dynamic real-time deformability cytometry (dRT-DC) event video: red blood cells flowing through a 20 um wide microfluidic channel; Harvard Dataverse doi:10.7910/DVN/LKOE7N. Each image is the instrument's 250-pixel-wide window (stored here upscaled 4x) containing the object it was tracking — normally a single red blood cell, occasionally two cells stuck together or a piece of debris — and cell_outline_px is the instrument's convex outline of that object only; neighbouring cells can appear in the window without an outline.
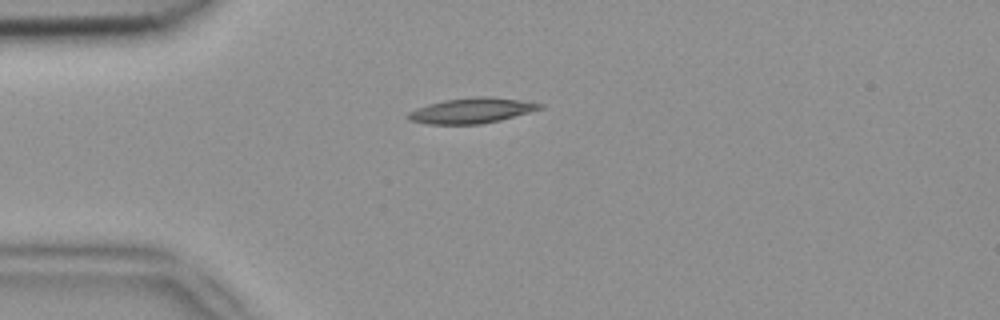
{"species": "common noctule bat (a hibernating species)", "species_latin": "Nyctalus noctula", "temperature_condition": "room temperature", "stored_images_in_passage": 39, "camera_frame_rate_fps": 3000, "um_per_image_px": 0.085, "animal": {"sex": "female", "body_mass_g": 18.4}, "frame": {"image": 1, "passage_image": 1, "time_ms": 0.0, "image_size_px": [1000, 320], "cell_outline_px": [[544, 108], [500, 120], [480, 124], [428, 124], [408, 120], [404, 116], [408, 112], [416, 108], [428, 104], [444, 100], [476, 96], [488, 96], [520, 100], [544, 104]], "centroid_in_image_um": [40.05, 9.4], "position_along_channel_um": 44.9, "area_um2": 19.54}}
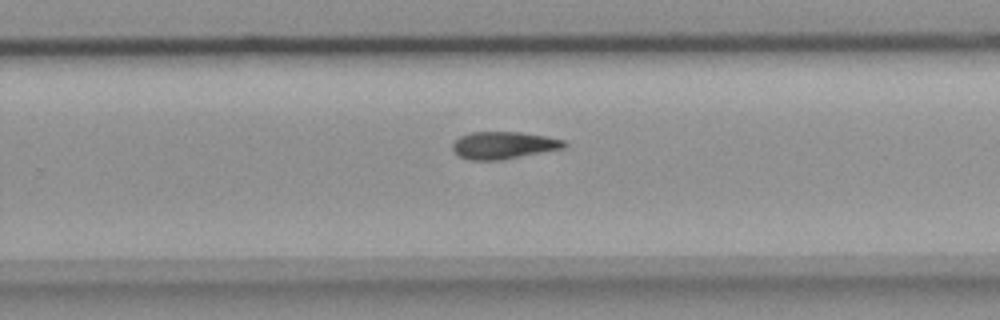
{"frame": {"image": 2, "passage_image": 21, "time_ms": 6.667, "image_size_px": [1000, 320], "cell_outline_px": [[568, 144], [564, 148], [500, 160], [468, 160], [460, 156], [452, 148], [452, 144], [460, 136], [472, 132], [520, 132], [544, 136], [564, 140]], "centroid_in_image_um": [42.8, 12.35], "position_along_channel_um": 287.0, "area_um2": 17.57}}
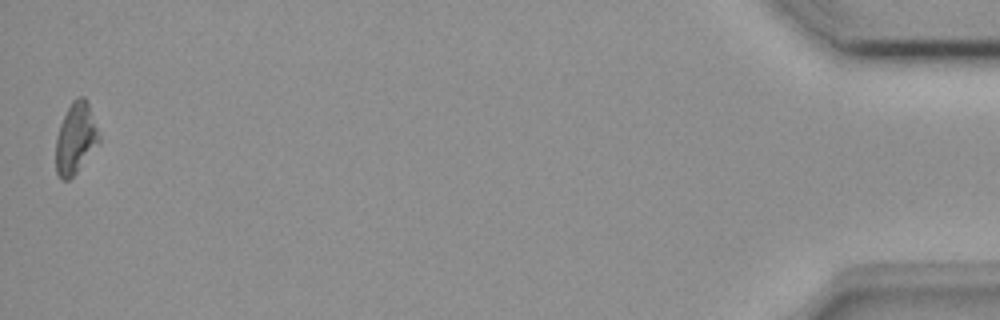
{"frame": {"image": 3, "passage_image": 39, "time_ms": 12.667, "image_size_px": [1000, 320], "cell_outline_px": [[100, 140], [76, 172], [68, 180], [60, 180], [56, 172], [56, 136], [60, 124], [72, 100], [80, 96], [84, 96], [88, 104], [100, 136]], "centroid_in_image_um": [6.4, 11.76], "position_along_channel_um": 428.8, "area_um2": 17.51}, "authors_computed_cell_mechanics": {"area_um2": 18.0336, "velocity_mm_per_s": 3.9181, "shape_relaxation_time_tau1_ms": 9.2516, "shape_relaxation_time_tau2_ms": null, "deformation_change_tau1": 0.2023, "deformation_change_tau2": null}}